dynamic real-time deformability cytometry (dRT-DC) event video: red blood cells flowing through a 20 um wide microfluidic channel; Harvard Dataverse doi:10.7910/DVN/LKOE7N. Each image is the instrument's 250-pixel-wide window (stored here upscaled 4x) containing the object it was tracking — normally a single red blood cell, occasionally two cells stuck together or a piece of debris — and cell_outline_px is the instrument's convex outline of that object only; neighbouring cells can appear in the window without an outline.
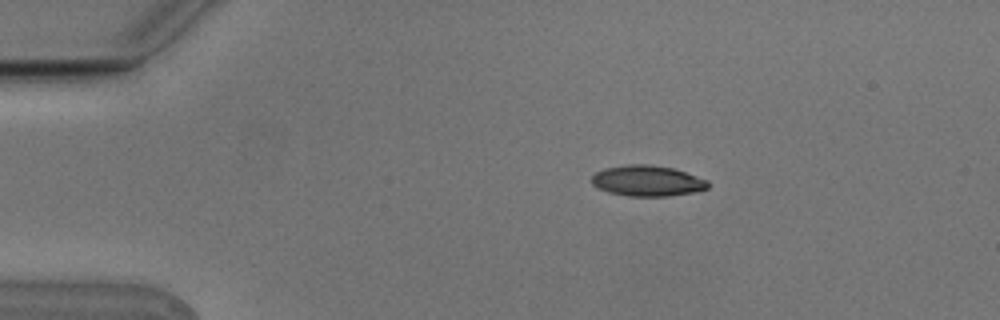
{"species": "Egyptian fruit bat (a non-hibernating species)", "species_latin": "Rousettus aegyptiacus", "temperature_condition": "cold", "stored_images_in_passage": 6, "camera_frame_rate_fps": 3000, "um_per_image_px": 0.085, "animal": {"sex": "male"}, "frame": {"image": 1, "passage_image": 2, "time_ms": 0.333, "image_size_px": [1000, 320], "cell_outline_px": [[708, 188], [696, 192], [668, 196], [628, 196], [608, 192], [592, 184], [592, 176], [596, 172], [604, 168], [624, 164], [648, 164], [672, 168], [708, 180]], "centroid_in_image_um": [55.01, 15.37], "position_along_channel_um": 30.0, "area_um2": 20.81}}
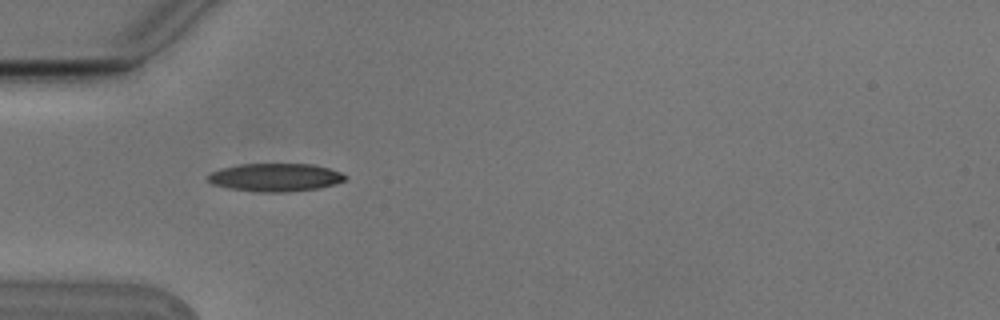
{"frame": {"image": 2, "passage_image": 4, "time_ms": 1.0, "image_size_px": [1000, 320], "cell_outline_px": [[348, 176], [344, 180], [320, 188], [288, 192], [256, 192], [228, 188], [212, 184], [208, 180], [208, 176], [212, 172], [220, 168], [240, 164], [312, 164], [328, 168], [340, 172]], "centroid_in_image_um": [23.38, 15.08], "position_along_channel_um": 61.6, "area_um2": 22.43}}
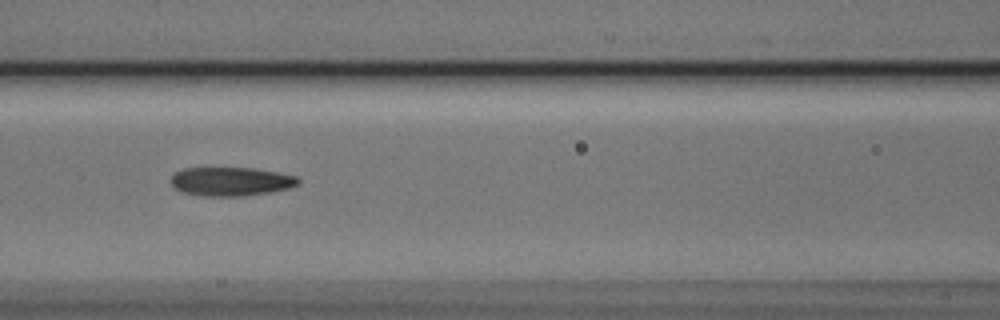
{"frame": {"image": 3, "passage_image": 6, "time_ms": 1.667, "image_size_px": [1000, 320], "cell_outline_px": [[300, 184], [288, 188], [272, 192], [244, 196], [200, 196], [180, 192], [168, 180], [176, 172], [184, 168], [256, 168], [296, 176], [300, 180]], "centroid_in_image_um": [19.62, 15.43], "position_along_channel_um": 147.0, "area_um2": 21.56}}